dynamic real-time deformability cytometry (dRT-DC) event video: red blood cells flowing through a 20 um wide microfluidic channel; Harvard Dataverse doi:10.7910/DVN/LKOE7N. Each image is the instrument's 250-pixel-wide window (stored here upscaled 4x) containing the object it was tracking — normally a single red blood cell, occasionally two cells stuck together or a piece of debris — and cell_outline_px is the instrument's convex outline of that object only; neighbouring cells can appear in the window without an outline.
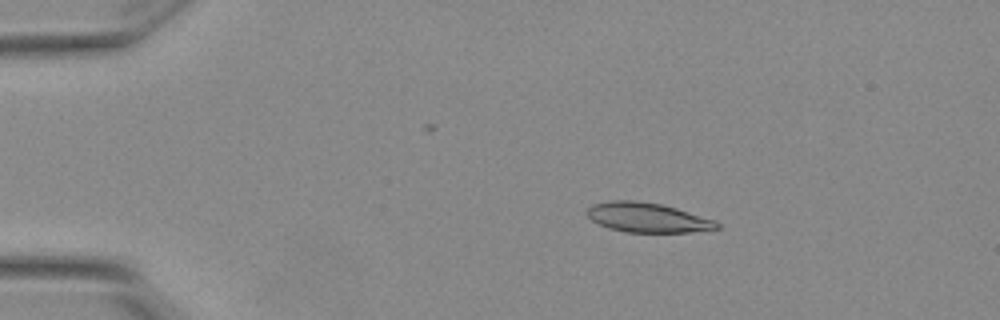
{"species": "Egyptian fruit bat (a non-hibernating species)", "species_latin": "Rousettus aegyptiacus", "temperature_condition": "warm", "stored_images_in_passage": 7, "camera_frame_rate_fps": 3000, "um_per_image_px": 0.085, "animal": {"sex": "female"}, "frame": {"image": 1, "passage_image": 5, "time_ms": 1.333, "image_size_px": [1000, 320], "cell_outline_px": [[720, 228], [688, 232], [624, 232], [608, 228], [592, 220], [588, 216], [588, 208], [592, 204], [612, 200], [632, 200], [660, 204], [676, 208], [712, 220], [720, 224]], "centroid_in_image_um": [54.99, 18.49], "position_along_channel_um": 30.0, "area_um2": 22.02}}